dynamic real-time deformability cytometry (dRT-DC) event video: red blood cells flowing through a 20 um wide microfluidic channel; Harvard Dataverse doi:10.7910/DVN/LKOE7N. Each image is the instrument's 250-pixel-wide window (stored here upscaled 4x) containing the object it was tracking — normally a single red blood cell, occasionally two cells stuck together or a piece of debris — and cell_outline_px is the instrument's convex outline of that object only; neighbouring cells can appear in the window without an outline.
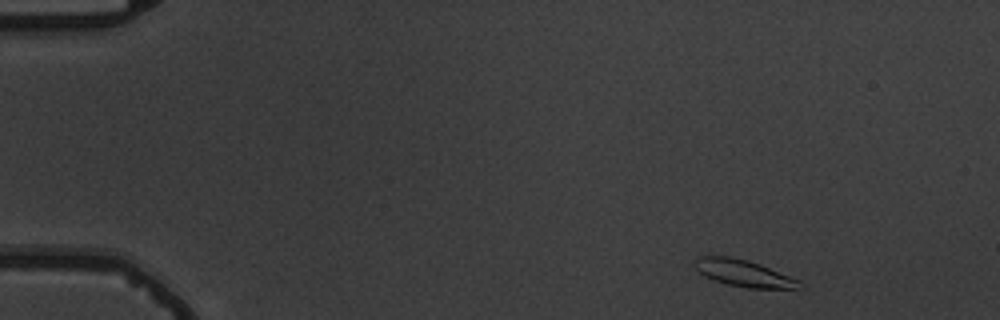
{"species": "common noctule bat (a hibernating species)", "species_latin": "Nyctalus noctula", "temperature_condition": "warm", "stored_images_in_passage": 7, "camera_frame_rate_fps": 3000, "um_per_image_px": 0.085, "animal": {"sex": "male", "body_mass_g": 19.5, "forearm_length_mm": 54.6}, "frame": {"image": 1, "passage_image": 1, "time_ms": 0.0, "image_size_px": [1000, 320], "cell_outline_px": [[808, 288], [748, 288], [728, 284], [704, 276], [692, 264], [700, 256], [732, 256], [748, 260], [760, 264], [800, 280]], "centroid_in_image_um": [63.27, 23.22], "position_along_channel_um": 21.7, "area_um2": 16.36}}
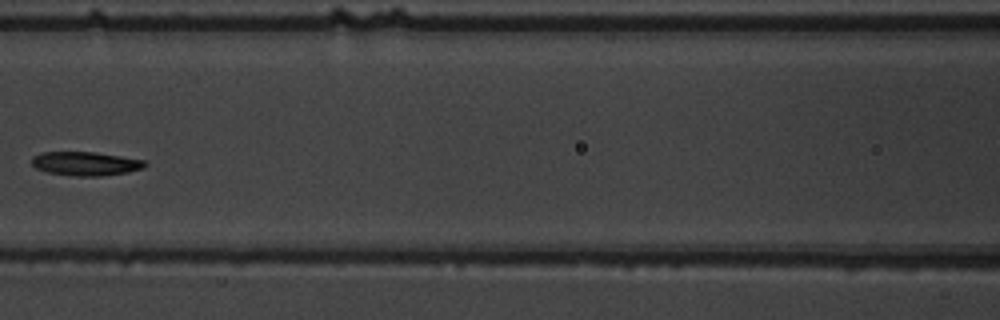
{"frame": {"image": 2, "passage_image": 6, "time_ms": 6.667, "image_size_px": [1000, 320], "cell_outline_px": [[148, 164], [144, 168], [128, 172], [100, 176], [72, 176], [48, 172], [36, 168], [32, 164], [32, 156], [44, 152], [96, 152], [144, 160]], "centroid_in_image_um": [7.29, 13.91], "position_along_channel_um": 159.3, "area_um2": 15.72}}
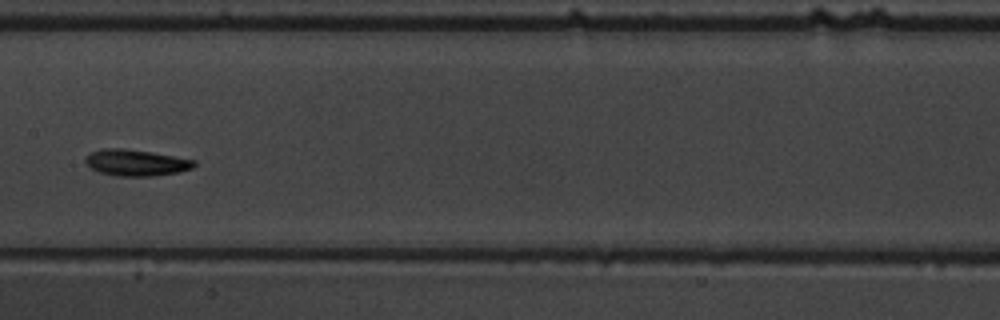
{"frame": {"image": 3, "passage_image": 7, "time_ms": 7.667, "image_size_px": [1000, 320], "cell_outline_px": [[196, 164], [192, 168], [180, 172], [152, 176], [116, 176], [100, 172], [92, 168], [84, 160], [88, 152], [104, 148], [124, 148], [196, 160]], "centroid_in_image_um": [11.55, 13.83], "position_along_channel_um": 195.9, "area_um2": 16.59}}